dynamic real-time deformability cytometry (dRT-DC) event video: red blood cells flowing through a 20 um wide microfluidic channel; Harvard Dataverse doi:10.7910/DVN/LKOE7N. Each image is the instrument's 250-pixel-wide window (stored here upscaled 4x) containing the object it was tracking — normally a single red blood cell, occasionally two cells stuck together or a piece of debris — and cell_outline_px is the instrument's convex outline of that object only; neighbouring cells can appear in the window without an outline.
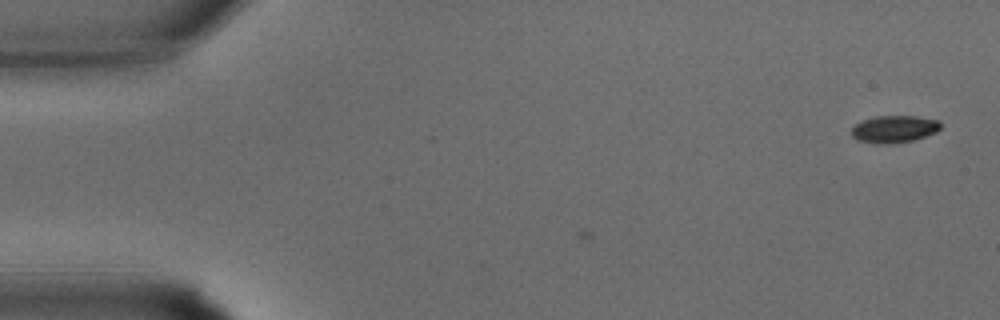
{"species": "common noctule bat (a hibernating species)", "species_latin": "Nyctalus noctula", "temperature_condition": "warm", "stored_images_in_passage": 5, "camera_frame_rate_fps": 3000, "um_per_image_px": 0.085, "animal": {"sex": "male", "body_mass_g": 15.6}, "frame": {"image": 1, "passage_image": 5, "time_ms": 1.333, "image_size_px": [1000, 320], "cell_outline_px": [[940, 128], [936, 132], [912, 140], [888, 144], [876, 144], [856, 140], [852, 136], [852, 128], [856, 124], [864, 120], [876, 116], [916, 116], [940, 120]], "centroid_in_image_um": [75.99, 10.97], "position_along_channel_um": 9.0, "area_um2": 14.05}}